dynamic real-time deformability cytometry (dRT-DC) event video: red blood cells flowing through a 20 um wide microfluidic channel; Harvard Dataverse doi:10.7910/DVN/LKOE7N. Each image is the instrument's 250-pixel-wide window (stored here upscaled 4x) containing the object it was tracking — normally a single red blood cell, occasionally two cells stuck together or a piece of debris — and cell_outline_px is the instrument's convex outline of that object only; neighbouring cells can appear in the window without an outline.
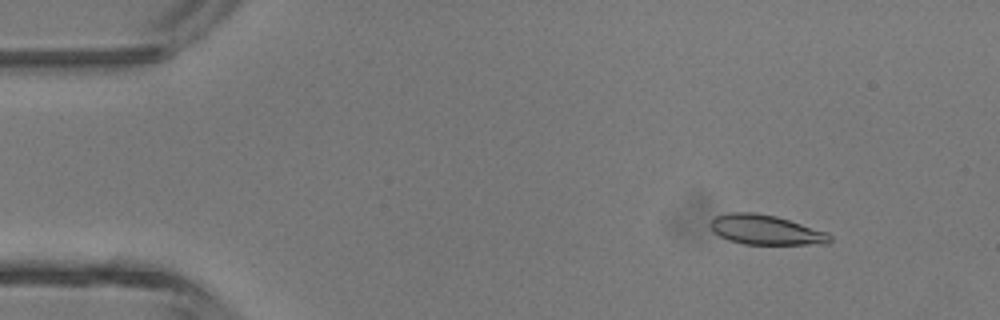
{"species": "common noctule bat (a hibernating species)", "species_latin": "Nyctalus noctula", "temperature_condition": "room temperature", "stored_images_in_passage": 44, "camera_frame_rate_fps": 3000, "um_per_image_px": 0.085, "animal": {"sex": "male", "body_mass_g": 13.3}, "frame": {"image": 1, "passage_image": 4, "time_ms": 1.0, "image_size_px": [1000, 320], "cell_outline_px": [[832, 240], [828, 244], [744, 244], [728, 240], [712, 232], [712, 220], [716, 216], [728, 212], [756, 212], [776, 216], [828, 232], [832, 236]], "centroid_in_image_um": [65.11, 19.54], "position_along_channel_um": 19.9, "area_um2": 20.75}}
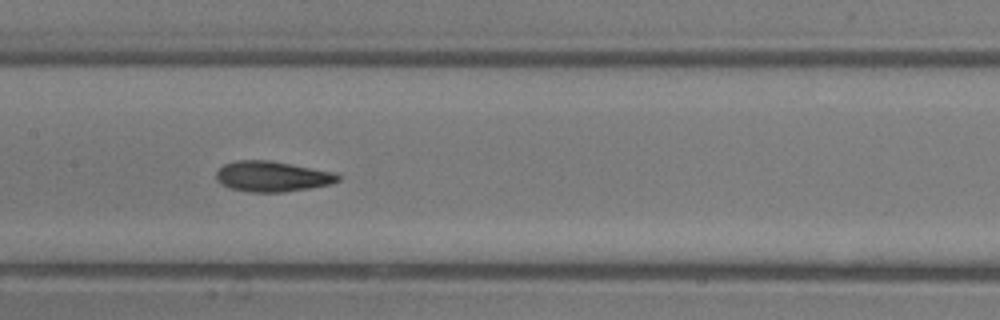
{"frame": {"image": 2, "passage_image": 21, "time_ms": 6.667, "image_size_px": [1000, 320], "cell_outline_px": [[340, 180], [328, 184], [308, 188], [284, 192], [252, 192], [228, 188], [220, 184], [216, 180], [216, 172], [224, 164], [236, 160], [268, 160], [336, 172], [340, 176]], "centroid_in_image_um": [23.1, 14.99], "position_along_channel_um": 184.3, "area_um2": 21.62}}
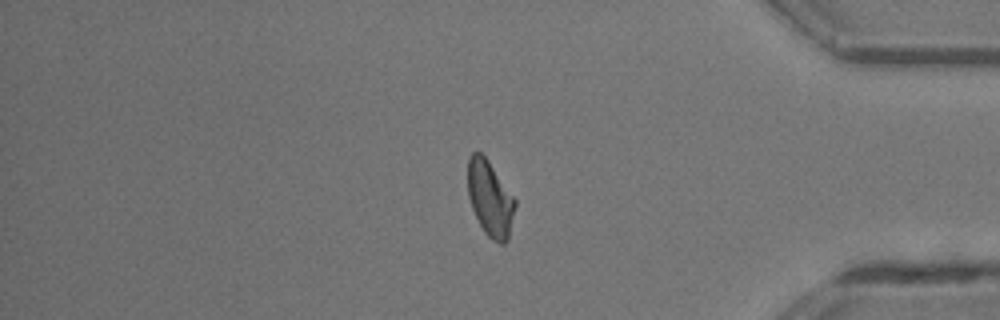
{"frame": {"image": 3, "passage_image": 37, "time_ms": 12.0, "image_size_px": [1000, 320], "cell_outline_px": [[516, 204], [508, 240], [504, 244], [500, 244], [492, 240], [484, 232], [472, 208], [468, 196], [468, 156], [472, 152], [480, 152], [488, 160], [516, 200]], "centroid_in_image_um": [41.65, 16.88], "position_along_channel_um": 393.5, "area_um2": 20.75}, "authors_computed_cell_mechanics": {"area_um2": 21.0681, "velocity_mm_per_s": 4.4625, "shape_relaxation_time_tau1_ms": 4.1605, "shape_relaxation_time_tau2_ms": 2.9228, "deformation_change_tau1": 0.1455, "deformation_change_tau2": 0.103}}